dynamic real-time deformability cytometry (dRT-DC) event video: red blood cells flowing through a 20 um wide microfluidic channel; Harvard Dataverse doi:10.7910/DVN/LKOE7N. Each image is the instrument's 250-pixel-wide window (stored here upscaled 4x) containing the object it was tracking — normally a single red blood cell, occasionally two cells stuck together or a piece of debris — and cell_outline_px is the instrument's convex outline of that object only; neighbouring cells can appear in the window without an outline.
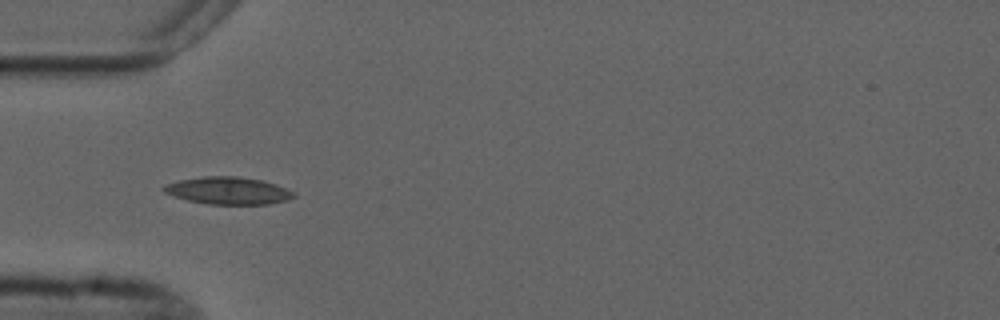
{"species": "common noctule bat (a hibernating species)", "species_latin": "Nyctalus noctula", "temperature_condition": "cold", "stored_images_in_passage": 4, "camera_frame_rate_fps": 3000, "um_per_image_px": 0.085, "animal": {"sex": "male", "forearm_length_mm": 52.5}, "frame": {"image": 1, "passage_image": 2, "time_ms": 1.0, "image_size_px": [1000, 320], "cell_outline_px": [[296, 196], [288, 200], [268, 204], [208, 204], [188, 200], [164, 192], [160, 188], [164, 184], [180, 180], [204, 176], [236, 176], [260, 180], [276, 184], [296, 192]], "centroid_in_image_um": [19.41, 16.2], "position_along_channel_um": 65.6, "area_um2": 20.69}}
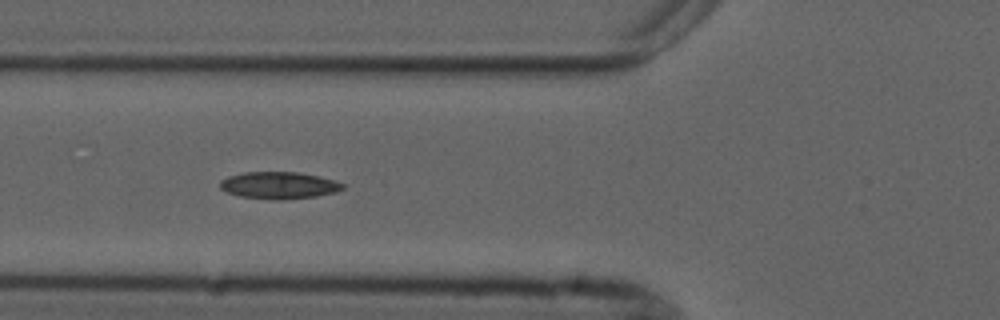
{"frame": {"image": 2, "passage_image": 3, "time_ms": 2.0, "image_size_px": [1000, 320], "cell_outline_px": [[344, 188], [336, 192], [316, 196], [284, 200], [272, 200], [240, 196], [228, 192], [220, 188], [220, 180], [228, 176], [244, 172], [296, 172], [336, 180], [344, 184]], "centroid_in_image_um": [23.71, 15.76], "position_along_channel_um": 102.1, "area_um2": 19.31}}
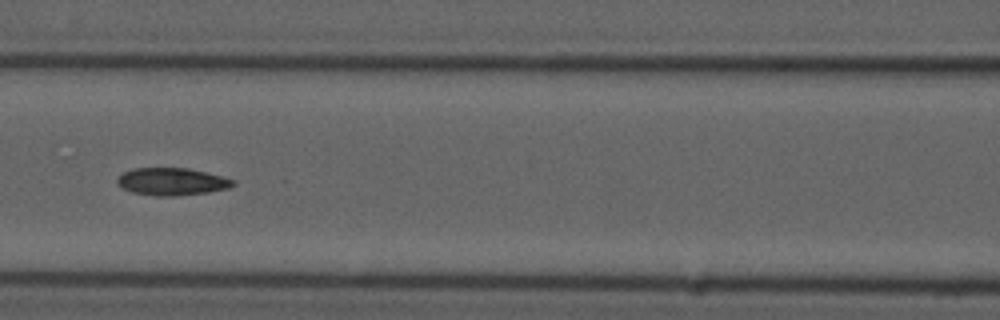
{"frame": {"image": 3, "passage_image": 4, "time_ms": 3.333, "image_size_px": [1000, 320], "cell_outline_px": [[236, 184], [228, 188], [208, 192], [172, 196], [156, 196], [132, 192], [120, 188], [116, 184], [116, 180], [124, 172], [132, 168], [188, 168], [236, 180]], "centroid_in_image_um": [14.57, 15.44], "position_along_channel_um": 152.0, "area_um2": 18.5}}